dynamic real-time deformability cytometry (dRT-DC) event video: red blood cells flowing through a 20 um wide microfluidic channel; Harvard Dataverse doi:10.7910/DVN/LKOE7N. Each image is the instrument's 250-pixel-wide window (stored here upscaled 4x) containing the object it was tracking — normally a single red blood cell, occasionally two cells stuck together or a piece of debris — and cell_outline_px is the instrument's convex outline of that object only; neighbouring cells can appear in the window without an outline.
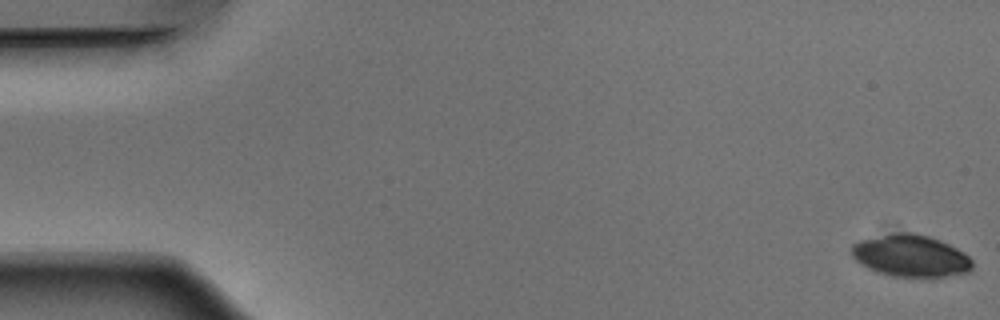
{"species": "Egyptian fruit bat (a non-hibernating species)", "species_latin": "Rousettus aegyptiacus", "temperature_condition": "warm", "stored_images_in_passage": 53, "camera_frame_rate_fps": 3000, "um_per_image_px": 0.085, "animal": {"sex": "male"}, "frame": {"image": 1, "passage_image": 1, "time_ms": 0.0, "image_size_px": [1000, 320], "cell_outline_px": [[972, 268], [968, 272], [944, 276], [892, 276], [876, 272], [868, 268], [856, 260], [852, 256], [852, 244], [860, 240], [892, 232], [912, 232], [928, 236], [940, 240], [964, 252], [972, 260]], "centroid_in_image_um": [77.39, 21.72], "position_along_channel_um": 7.6, "area_um2": 29.42}}
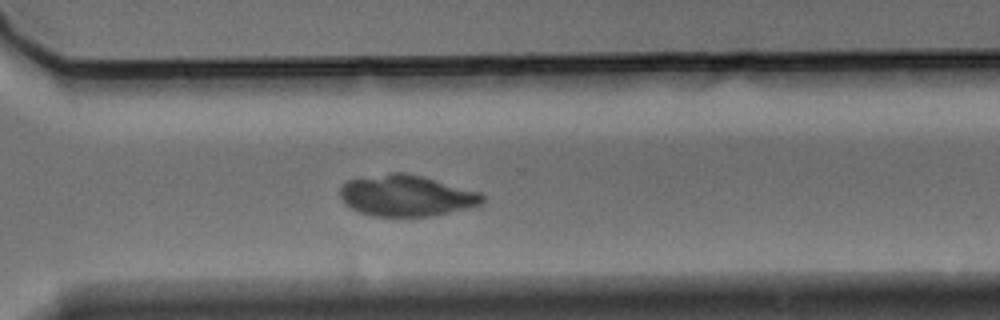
{"frame": {"image": 2, "passage_image": 38, "time_ms": 12.333, "image_size_px": [1000, 320], "cell_outline_px": [[484, 204], [468, 208], [428, 216], [372, 216], [360, 212], [344, 204], [340, 196], [340, 188], [348, 180], [392, 172], [404, 172], [420, 176], [480, 192], [484, 196]], "centroid_in_image_um": [34.53, 16.63], "position_along_channel_um": 336.1, "area_um2": 33.87}}
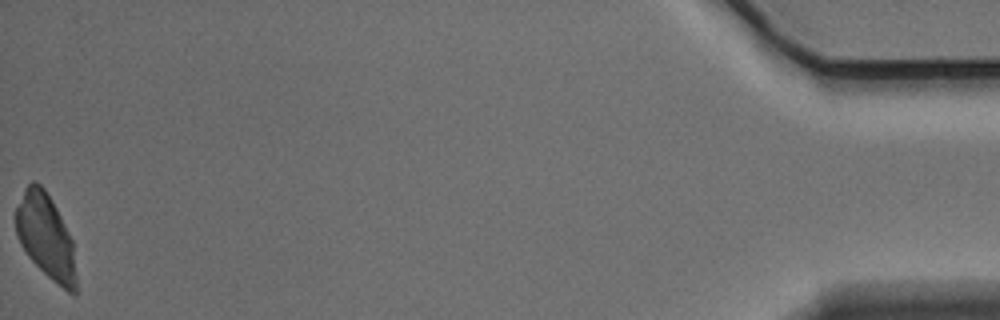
{"frame": {"image": 3, "passage_image": 53, "time_ms": 17.333, "image_size_px": [1000, 320], "cell_outline_px": [[76, 292], [68, 292], [52, 280], [28, 256], [20, 244], [16, 232], [16, 208], [24, 188], [32, 180], [36, 180], [44, 188], [52, 200], [72, 240], [76, 272]], "centroid_in_image_um": [3.88, 20.07], "position_along_channel_um": 431.3, "area_um2": 29.42}}